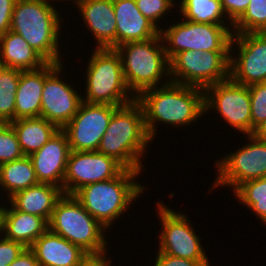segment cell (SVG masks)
<instances>
[{
    "label": "cell",
    "mask_w": 266,
    "mask_h": 266,
    "mask_svg": "<svg viewBox=\"0 0 266 266\" xmlns=\"http://www.w3.org/2000/svg\"><path fill=\"white\" fill-rule=\"evenodd\" d=\"M57 65L58 63H47L42 68L20 72L15 96L14 121L40 117L44 80Z\"/></svg>",
    "instance_id": "21"
},
{
    "label": "cell",
    "mask_w": 266,
    "mask_h": 266,
    "mask_svg": "<svg viewBox=\"0 0 266 266\" xmlns=\"http://www.w3.org/2000/svg\"><path fill=\"white\" fill-rule=\"evenodd\" d=\"M119 106L82 102L77 113L62 129L71 151H97L110 119Z\"/></svg>",
    "instance_id": "14"
},
{
    "label": "cell",
    "mask_w": 266,
    "mask_h": 266,
    "mask_svg": "<svg viewBox=\"0 0 266 266\" xmlns=\"http://www.w3.org/2000/svg\"><path fill=\"white\" fill-rule=\"evenodd\" d=\"M154 266H212L209 261H193L184 258L173 257L161 252L156 253Z\"/></svg>",
    "instance_id": "35"
},
{
    "label": "cell",
    "mask_w": 266,
    "mask_h": 266,
    "mask_svg": "<svg viewBox=\"0 0 266 266\" xmlns=\"http://www.w3.org/2000/svg\"><path fill=\"white\" fill-rule=\"evenodd\" d=\"M16 0H0V36L10 30Z\"/></svg>",
    "instance_id": "37"
},
{
    "label": "cell",
    "mask_w": 266,
    "mask_h": 266,
    "mask_svg": "<svg viewBox=\"0 0 266 266\" xmlns=\"http://www.w3.org/2000/svg\"><path fill=\"white\" fill-rule=\"evenodd\" d=\"M70 146L66 133L60 129L38 151L29 157L33 162L39 183L57 186L63 190Z\"/></svg>",
    "instance_id": "17"
},
{
    "label": "cell",
    "mask_w": 266,
    "mask_h": 266,
    "mask_svg": "<svg viewBox=\"0 0 266 266\" xmlns=\"http://www.w3.org/2000/svg\"><path fill=\"white\" fill-rule=\"evenodd\" d=\"M250 0H221L222 8L229 22L234 24L246 11Z\"/></svg>",
    "instance_id": "36"
},
{
    "label": "cell",
    "mask_w": 266,
    "mask_h": 266,
    "mask_svg": "<svg viewBox=\"0 0 266 266\" xmlns=\"http://www.w3.org/2000/svg\"><path fill=\"white\" fill-rule=\"evenodd\" d=\"M29 249L34 253L39 266H79L88 254L81 247L49 229Z\"/></svg>",
    "instance_id": "20"
},
{
    "label": "cell",
    "mask_w": 266,
    "mask_h": 266,
    "mask_svg": "<svg viewBox=\"0 0 266 266\" xmlns=\"http://www.w3.org/2000/svg\"><path fill=\"white\" fill-rule=\"evenodd\" d=\"M109 249L101 253H88L82 260L79 266H111L113 261L107 255ZM110 259H109V258Z\"/></svg>",
    "instance_id": "38"
},
{
    "label": "cell",
    "mask_w": 266,
    "mask_h": 266,
    "mask_svg": "<svg viewBox=\"0 0 266 266\" xmlns=\"http://www.w3.org/2000/svg\"><path fill=\"white\" fill-rule=\"evenodd\" d=\"M63 194V190L57 186L38 183L17 192L7 201L16 210L40 216L49 222L55 205Z\"/></svg>",
    "instance_id": "22"
},
{
    "label": "cell",
    "mask_w": 266,
    "mask_h": 266,
    "mask_svg": "<svg viewBox=\"0 0 266 266\" xmlns=\"http://www.w3.org/2000/svg\"><path fill=\"white\" fill-rule=\"evenodd\" d=\"M205 115L210 110L218 113L230 128L252 135L249 87L237 84L230 78L204 89ZM217 111V112H216Z\"/></svg>",
    "instance_id": "12"
},
{
    "label": "cell",
    "mask_w": 266,
    "mask_h": 266,
    "mask_svg": "<svg viewBox=\"0 0 266 266\" xmlns=\"http://www.w3.org/2000/svg\"><path fill=\"white\" fill-rule=\"evenodd\" d=\"M25 156L38 151L60 129L45 118H23L10 122Z\"/></svg>",
    "instance_id": "25"
},
{
    "label": "cell",
    "mask_w": 266,
    "mask_h": 266,
    "mask_svg": "<svg viewBox=\"0 0 266 266\" xmlns=\"http://www.w3.org/2000/svg\"><path fill=\"white\" fill-rule=\"evenodd\" d=\"M1 204V202H0ZM3 235V205H0V237Z\"/></svg>",
    "instance_id": "41"
},
{
    "label": "cell",
    "mask_w": 266,
    "mask_h": 266,
    "mask_svg": "<svg viewBox=\"0 0 266 266\" xmlns=\"http://www.w3.org/2000/svg\"><path fill=\"white\" fill-rule=\"evenodd\" d=\"M160 29L169 61L182 51H230L233 24L193 23L178 18ZM179 21V22H178Z\"/></svg>",
    "instance_id": "8"
},
{
    "label": "cell",
    "mask_w": 266,
    "mask_h": 266,
    "mask_svg": "<svg viewBox=\"0 0 266 266\" xmlns=\"http://www.w3.org/2000/svg\"><path fill=\"white\" fill-rule=\"evenodd\" d=\"M125 168L99 151H71L63 180V193L73 195L81 187L117 177Z\"/></svg>",
    "instance_id": "15"
},
{
    "label": "cell",
    "mask_w": 266,
    "mask_h": 266,
    "mask_svg": "<svg viewBox=\"0 0 266 266\" xmlns=\"http://www.w3.org/2000/svg\"><path fill=\"white\" fill-rule=\"evenodd\" d=\"M24 156L12 125L0 123V165Z\"/></svg>",
    "instance_id": "31"
},
{
    "label": "cell",
    "mask_w": 266,
    "mask_h": 266,
    "mask_svg": "<svg viewBox=\"0 0 266 266\" xmlns=\"http://www.w3.org/2000/svg\"><path fill=\"white\" fill-rule=\"evenodd\" d=\"M83 25L96 42V48H116V18L113 0H84L78 6Z\"/></svg>",
    "instance_id": "18"
},
{
    "label": "cell",
    "mask_w": 266,
    "mask_h": 266,
    "mask_svg": "<svg viewBox=\"0 0 266 266\" xmlns=\"http://www.w3.org/2000/svg\"><path fill=\"white\" fill-rule=\"evenodd\" d=\"M21 70L2 67L0 69V123L14 121L15 96Z\"/></svg>",
    "instance_id": "29"
},
{
    "label": "cell",
    "mask_w": 266,
    "mask_h": 266,
    "mask_svg": "<svg viewBox=\"0 0 266 266\" xmlns=\"http://www.w3.org/2000/svg\"><path fill=\"white\" fill-rule=\"evenodd\" d=\"M56 6L50 0H16L10 30L21 35L48 63L60 64L64 55L59 42L65 19Z\"/></svg>",
    "instance_id": "3"
},
{
    "label": "cell",
    "mask_w": 266,
    "mask_h": 266,
    "mask_svg": "<svg viewBox=\"0 0 266 266\" xmlns=\"http://www.w3.org/2000/svg\"><path fill=\"white\" fill-rule=\"evenodd\" d=\"M38 183L33 162L29 156L0 166V189L2 192L5 191L7 199Z\"/></svg>",
    "instance_id": "26"
},
{
    "label": "cell",
    "mask_w": 266,
    "mask_h": 266,
    "mask_svg": "<svg viewBox=\"0 0 266 266\" xmlns=\"http://www.w3.org/2000/svg\"><path fill=\"white\" fill-rule=\"evenodd\" d=\"M229 78L245 86L266 82V32L232 35Z\"/></svg>",
    "instance_id": "13"
},
{
    "label": "cell",
    "mask_w": 266,
    "mask_h": 266,
    "mask_svg": "<svg viewBox=\"0 0 266 266\" xmlns=\"http://www.w3.org/2000/svg\"><path fill=\"white\" fill-rule=\"evenodd\" d=\"M266 32V0H250L246 11L233 24L232 33Z\"/></svg>",
    "instance_id": "30"
},
{
    "label": "cell",
    "mask_w": 266,
    "mask_h": 266,
    "mask_svg": "<svg viewBox=\"0 0 266 266\" xmlns=\"http://www.w3.org/2000/svg\"><path fill=\"white\" fill-rule=\"evenodd\" d=\"M0 60L3 67L21 71L36 70L48 63L21 35L11 30L0 36Z\"/></svg>",
    "instance_id": "24"
},
{
    "label": "cell",
    "mask_w": 266,
    "mask_h": 266,
    "mask_svg": "<svg viewBox=\"0 0 266 266\" xmlns=\"http://www.w3.org/2000/svg\"><path fill=\"white\" fill-rule=\"evenodd\" d=\"M177 16L193 23L232 24L228 22L221 0H181ZM179 10V11H178Z\"/></svg>",
    "instance_id": "27"
},
{
    "label": "cell",
    "mask_w": 266,
    "mask_h": 266,
    "mask_svg": "<svg viewBox=\"0 0 266 266\" xmlns=\"http://www.w3.org/2000/svg\"><path fill=\"white\" fill-rule=\"evenodd\" d=\"M245 137L248 144L215 161L217 175L209 191L217 187H230L234 191L246 181L266 177V141L257 139L253 134Z\"/></svg>",
    "instance_id": "10"
},
{
    "label": "cell",
    "mask_w": 266,
    "mask_h": 266,
    "mask_svg": "<svg viewBox=\"0 0 266 266\" xmlns=\"http://www.w3.org/2000/svg\"><path fill=\"white\" fill-rule=\"evenodd\" d=\"M4 205L3 235L7 239L29 248L48 229V222L44 218L16 210L11 204Z\"/></svg>",
    "instance_id": "23"
},
{
    "label": "cell",
    "mask_w": 266,
    "mask_h": 266,
    "mask_svg": "<svg viewBox=\"0 0 266 266\" xmlns=\"http://www.w3.org/2000/svg\"><path fill=\"white\" fill-rule=\"evenodd\" d=\"M253 135L257 139L266 141V120L255 129Z\"/></svg>",
    "instance_id": "40"
},
{
    "label": "cell",
    "mask_w": 266,
    "mask_h": 266,
    "mask_svg": "<svg viewBox=\"0 0 266 266\" xmlns=\"http://www.w3.org/2000/svg\"><path fill=\"white\" fill-rule=\"evenodd\" d=\"M252 134L266 120V82L249 85Z\"/></svg>",
    "instance_id": "33"
},
{
    "label": "cell",
    "mask_w": 266,
    "mask_h": 266,
    "mask_svg": "<svg viewBox=\"0 0 266 266\" xmlns=\"http://www.w3.org/2000/svg\"><path fill=\"white\" fill-rule=\"evenodd\" d=\"M169 64L171 82L205 89L229 79L230 51H182Z\"/></svg>",
    "instance_id": "9"
},
{
    "label": "cell",
    "mask_w": 266,
    "mask_h": 266,
    "mask_svg": "<svg viewBox=\"0 0 266 266\" xmlns=\"http://www.w3.org/2000/svg\"><path fill=\"white\" fill-rule=\"evenodd\" d=\"M141 174L139 171L124 169L110 180L81 187L73 196L108 230L147 190L137 181Z\"/></svg>",
    "instance_id": "4"
},
{
    "label": "cell",
    "mask_w": 266,
    "mask_h": 266,
    "mask_svg": "<svg viewBox=\"0 0 266 266\" xmlns=\"http://www.w3.org/2000/svg\"><path fill=\"white\" fill-rule=\"evenodd\" d=\"M63 64H58L45 77L40 114V117L55 124L59 129L69 123L83 102L82 92L79 93L70 81L65 82L62 79L64 77L61 75L65 74Z\"/></svg>",
    "instance_id": "16"
},
{
    "label": "cell",
    "mask_w": 266,
    "mask_h": 266,
    "mask_svg": "<svg viewBox=\"0 0 266 266\" xmlns=\"http://www.w3.org/2000/svg\"><path fill=\"white\" fill-rule=\"evenodd\" d=\"M88 58L83 102L124 106L136 100L128 89L119 53L113 48H96Z\"/></svg>",
    "instance_id": "6"
},
{
    "label": "cell",
    "mask_w": 266,
    "mask_h": 266,
    "mask_svg": "<svg viewBox=\"0 0 266 266\" xmlns=\"http://www.w3.org/2000/svg\"><path fill=\"white\" fill-rule=\"evenodd\" d=\"M25 249L23 244L2 235L0 238V266L11 264Z\"/></svg>",
    "instance_id": "34"
},
{
    "label": "cell",
    "mask_w": 266,
    "mask_h": 266,
    "mask_svg": "<svg viewBox=\"0 0 266 266\" xmlns=\"http://www.w3.org/2000/svg\"><path fill=\"white\" fill-rule=\"evenodd\" d=\"M50 1H52V3H53V1L54 0H50ZM55 1H57V0H55ZM65 1V3H66V1L68 2V3H70L71 1H72V3H73V5L75 6V4H76V7L81 3V2H83L84 0H58L57 2H64ZM70 1V2H69Z\"/></svg>",
    "instance_id": "42"
},
{
    "label": "cell",
    "mask_w": 266,
    "mask_h": 266,
    "mask_svg": "<svg viewBox=\"0 0 266 266\" xmlns=\"http://www.w3.org/2000/svg\"><path fill=\"white\" fill-rule=\"evenodd\" d=\"M241 204L266 224V177L240 184L232 193Z\"/></svg>",
    "instance_id": "28"
},
{
    "label": "cell",
    "mask_w": 266,
    "mask_h": 266,
    "mask_svg": "<svg viewBox=\"0 0 266 266\" xmlns=\"http://www.w3.org/2000/svg\"><path fill=\"white\" fill-rule=\"evenodd\" d=\"M115 49L121 57L126 85L135 97L144 90L171 82L169 59L161 35L146 41L127 42Z\"/></svg>",
    "instance_id": "5"
},
{
    "label": "cell",
    "mask_w": 266,
    "mask_h": 266,
    "mask_svg": "<svg viewBox=\"0 0 266 266\" xmlns=\"http://www.w3.org/2000/svg\"><path fill=\"white\" fill-rule=\"evenodd\" d=\"M8 266H39L34 253L26 248L11 264Z\"/></svg>",
    "instance_id": "39"
},
{
    "label": "cell",
    "mask_w": 266,
    "mask_h": 266,
    "mask_svg": "<svg viewBox=\"0 0 266 266\" xmlns=\"http://www.w3.org/2000/svg\"><path fill=\"white\" fill-rule=\"evenodd\" d=\"M136 5L140 12L143 14L144 17L148 18L151 22H153L159 29L162 26L160 22L161 19L167 17V13L171 11V8L175 9L177 7L176 0H135ZM176 3V4H175ZM160 24V26H159Z\"/></svg>",
    "instance_id": "32"
},
{
    "label": "cell",
    "mask_w": 266,
    "mask_h": 266,
    "mask_svg": "<svg viewBox=\"0 0 266 266\" xmlns=\"http://www.w3.org/2000/svg\"><path fill=\"white\" fill-rule=\"evenodd\" d=\"M48 229L87 253H101L109 249L105 236L108 230L73 195L63 194L57 201Z\"/></svg>",
    "instance_id": "7"
},
{
    "label": "cell",
    "mask_w": 266,
    "mask_h": 266,
    "mask_svg": "<svg viewBox=\"0 0 266 266\" xmlns=\"http://www.w3.org/2000/svg\"><path fill=\"white\" fill-rule=\"evenodd\" d=\"M136 101L142 106L145 128L152 141L157 138V124L188 127L205 114L204 89L174 82L144 90Z\"/></svg>",
    "instance_id": "1"
},
{
    "label": "cell",
    "mask_w": 266,
    "mask_h": 266,
    "mask_svg": "<svg viewBox=\"0 0 266 266\" xmlns=\"http://www.w3.org/2000/svg\"><path fill=\"white\" fill-rule=\"evenodd\" d=\"M162 202L159 199L156 202V214L162 226L158 234V252L193 261H209L202 238L196 233L190 217Z\"/></svg>",
    "instance_id": "11"
},
{
    "label": "cell",
    "mask_w": 266,
    "mask_h": 266,
    "mask_svg": "<svg viewBox=\"0 0 266 266\" xmlns=\"http://www.w3.org/2000/svg\"><path fill=\"white\" fill-rule=\"evenodd\" d=\"M151 142L154 143L145 128L142 106L135 100L113 113L97 151L114 158L125 169L144 174L143 156Z\"/></svg>",
    "instance_id": "2"
},
{
    "label": "cell",
    "mask_w": 266,
    "mask_h": 266,
    "mask_svg": "<svg viewBox=\"0 0 266 266\" xmlns=\"http://www.w3.org/2000/svg\"><path fill=\"white\" fill-rule=\"evenodd\" d=\"M116 18V47L127 42L146 41L160 35V29L144 17L135 0H113Z\"/></svg>",
    "instance_id": "19"
}]
</instances>
